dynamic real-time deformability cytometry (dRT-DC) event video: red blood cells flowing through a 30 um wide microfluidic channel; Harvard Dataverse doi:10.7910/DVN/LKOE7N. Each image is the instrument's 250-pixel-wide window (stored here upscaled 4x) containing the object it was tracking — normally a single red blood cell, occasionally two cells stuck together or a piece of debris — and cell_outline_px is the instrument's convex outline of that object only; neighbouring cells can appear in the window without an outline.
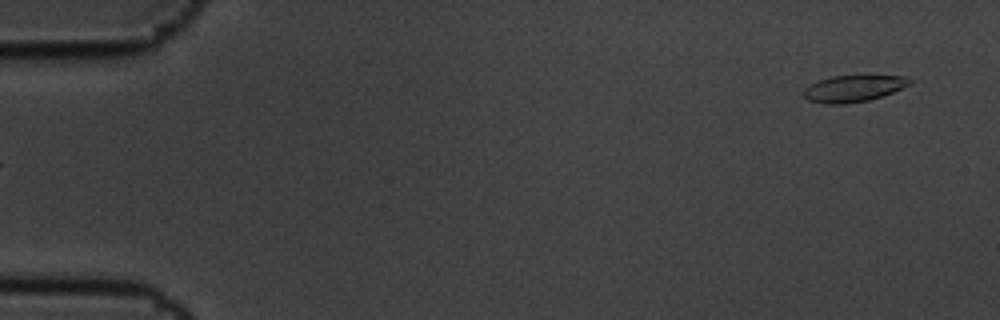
{"species": "common noctule bat (a hibernating species)", "species_latin": "Nyctalus noctula", "temperature_condition": "cold", "stored_images_in_passage": 5, "camera_frame_rate_fps": 3000, "um_per_image_px": 0.085, "animal": {"sex": "male", "body_mass_g": 19.5, "forearm_length_mm": 54.6}, "frame": {"image": 1, "passage_image": 1, "time_ms": 0.0, "image_size_px": [1000, 320], "cell_outline_px": [[912, 84], [892, 92], [868, 100], [844, 104], [824, 104], [808, 100], [800, 92], [804, 88], [820, 80], [832, 76], [904, 76], [912, 80]], "centroid_in_image_um": [72.51, 7.53], "position_along_channel_um": 12.5, "area_um2": 16.3}}
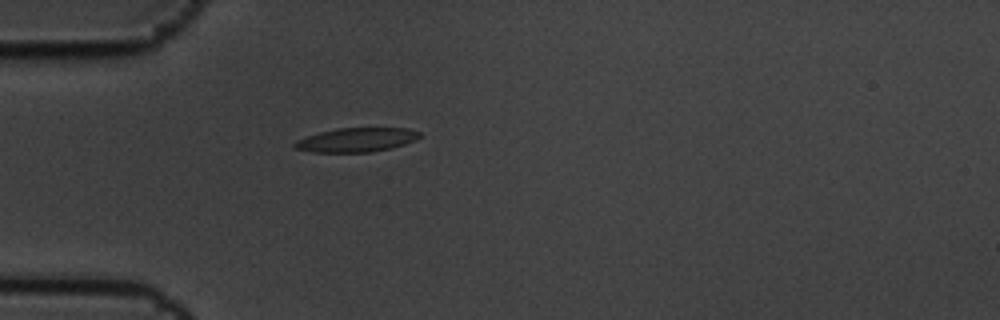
{"frame": {"image": 2, "passage_image": 5, "time_ms": 1.333, "image_size_px": [1000, 320], "cell_outline_px": [[420, 136], [416, 140], [392, 148], [372, 152], [312, 152], [292, 148], [292, 144], [296, 140], [320, 132], [336, 128], [408, 128], [420, 132]], "centroid_in_image_um": [30.28, 11.89], "position_along_channel_um": 54.7, "area_um2": 17.63}}